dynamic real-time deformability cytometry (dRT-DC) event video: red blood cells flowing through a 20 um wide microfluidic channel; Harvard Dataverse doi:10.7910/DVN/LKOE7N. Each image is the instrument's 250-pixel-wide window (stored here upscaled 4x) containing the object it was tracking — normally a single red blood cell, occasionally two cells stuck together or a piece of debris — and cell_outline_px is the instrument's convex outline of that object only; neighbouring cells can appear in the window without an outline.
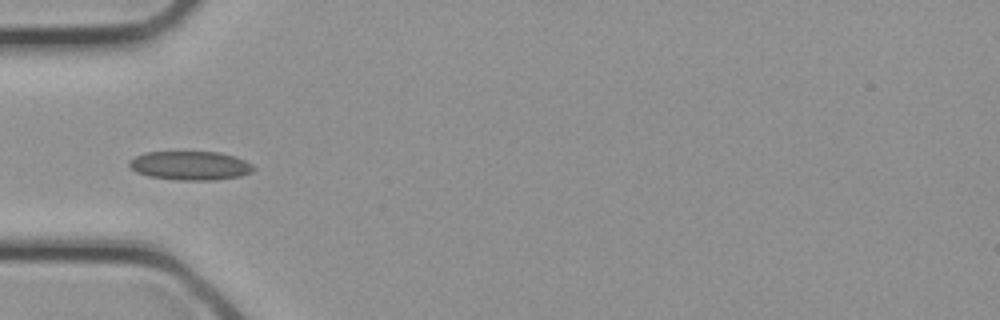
{"species": "common noctule bat (a hibernating species)", "species_latin": "Nyctalus noctula", "temperature_condition": "cold", "stored_images_in_passage": 10, "camera_frame_rate_fps": 3000, "um_per_image_px": 0.085, "animal": {"sex": "female", "body_mass_g": 21.9}, "frame": {"image": 1, "passage_image": 1, "time_ms": 0.0, "image_size_px": [1000, 320], "cell_outline_px": [[256, 168], [252, 172], [240, 176], [216, 180], [176, 180], [148, 176], [136, 172], [128, 164], [128, 160], [144, 152], [220, 152], [244, 160], [252, 164]], "centroid_in_image_um": [16.16, 14.08], "position_along_channel_um": 68.8, "area_um2": 20.98}}
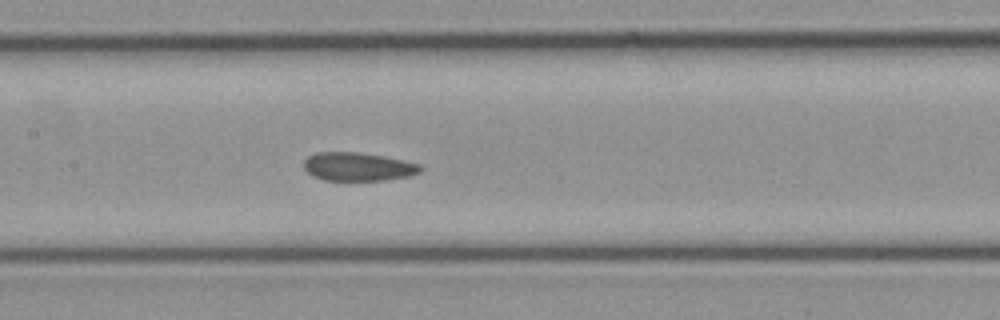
{"frame": {"image": 2, "passage_image": 6, "time_ms": 1.667, "image_size_px": [1000, 320], "cell_outline_px": [[424, 168], [420, 172], [408, 176], [384, 180], [324, 180], [312, 176], [304, 168], [304, 160], [308, 156], [316, 152], [360, 152], [384, 156], [404, 160], [420, 164]], "centroid_in_image_um": [30.43, 14.16], "position_along_channel_um": 177.0, "area_um2": 19.42}}
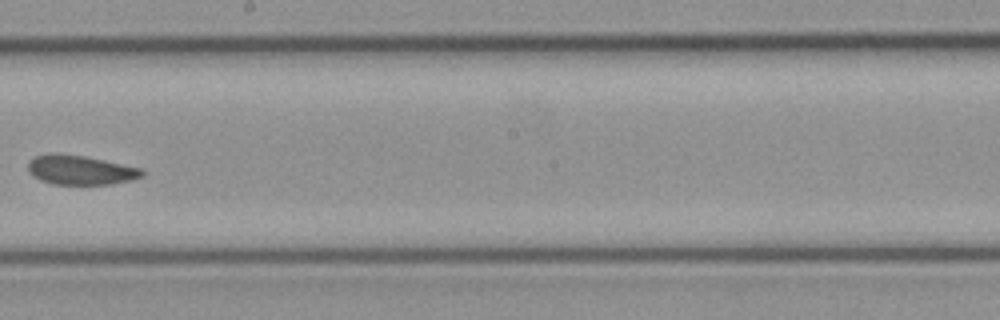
{"frame": {"image": 3, "passage_image": 9, "time_ms": 2.667, "image_size_px": [1000, 320], "cell_outline_px": [[144, 176], [132, 180], [112, 184], [52, 184], [40, 180], [32, 176], [28, 172], [28, 160], [36, 156], [48, 152], [60, 152], [84, 156], [104, 160], [140, 168], [144, 172]], "centroid_in_image_um": [6.78, 14.44], "position_along_channel_um": 241.4, "area_um2": 19.83}}